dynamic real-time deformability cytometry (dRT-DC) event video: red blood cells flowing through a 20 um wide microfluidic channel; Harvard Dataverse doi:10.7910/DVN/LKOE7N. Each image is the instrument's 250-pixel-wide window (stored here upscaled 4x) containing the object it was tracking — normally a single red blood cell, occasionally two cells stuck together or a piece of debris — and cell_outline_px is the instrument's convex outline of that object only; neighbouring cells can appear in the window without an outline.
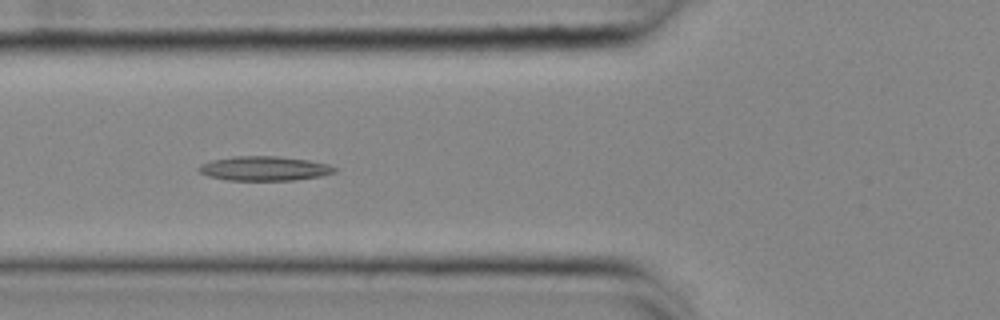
{"species": "common noctule bat (a hibernating species)", "species_latin": "Nyctalus noctula", "temperature_condition": "cold", "stored_images_in_passage": 55, "camera_frame_rate_fps": 3000, "um_per_image_px": 0.085, "animal": {"sex": "female", "body_mass_g": 25.1}, "frame": {"image": 1, "passage_image": 21, "time_ms": 6.667, "image_size_px": [1000, 320], "cell_outline_px": [[336, 172], [320, 176], [292, 180], [228, 180], [208, 176], [200, 172], [196, 168], [200, 164], [212, 160], [232, 156], [280, 156], [308, 160], [328, 164], [336, 168]], "centroid_in_image_um": [22.44, 14.31], "position_along_channel_um": 103.4, "area_um2": 19.31}}
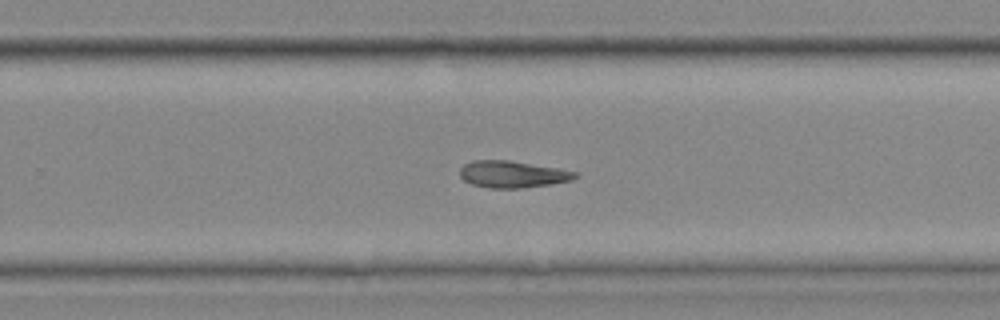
{"frame": {"image": 2, "passage_image": 36, "time_ms": 11.667, "image_size_px": [1000, 320], "cell_outline_px": [[580, 176], [572, 180], [524, 188], [488, 188], [472, 184], [464, 180], [460, 176], [460, 168], [464, 164], [472, 160], [508, 160], [556, 168], [576, 172]], "centroid_in_image_um": [43.54, 14.81], "position_along_channel_um": 286.3, "area_um2": 17.92}}
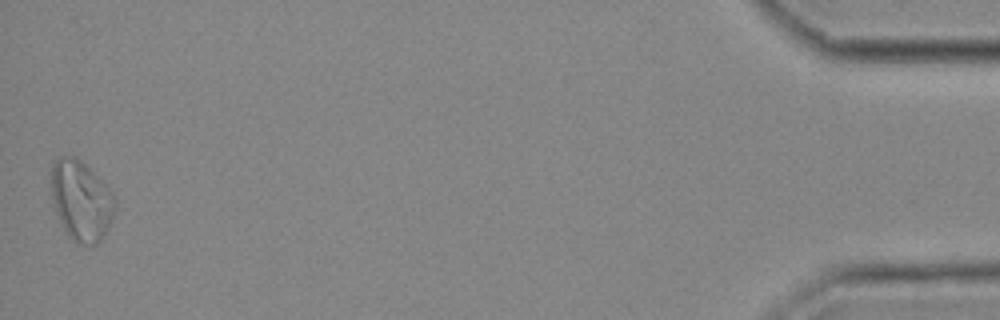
{"frame": {"image": 3, "passage_image": 55, "time_ms": 18.0, "image_size_px": [1000, 320], "cell_outline_px": [[116, 208], [100, 240], [96, 244], [76, 244], [68, 236], [56, 212], [52, 200], [52, 164], [60, 156], [72, 156], [80, 160], [112, 192], [116, 200]], "centroid_in_image_um": [6.89, 17.06], "position_along_channel_um": 428.3, "area_um2": 29.13}}